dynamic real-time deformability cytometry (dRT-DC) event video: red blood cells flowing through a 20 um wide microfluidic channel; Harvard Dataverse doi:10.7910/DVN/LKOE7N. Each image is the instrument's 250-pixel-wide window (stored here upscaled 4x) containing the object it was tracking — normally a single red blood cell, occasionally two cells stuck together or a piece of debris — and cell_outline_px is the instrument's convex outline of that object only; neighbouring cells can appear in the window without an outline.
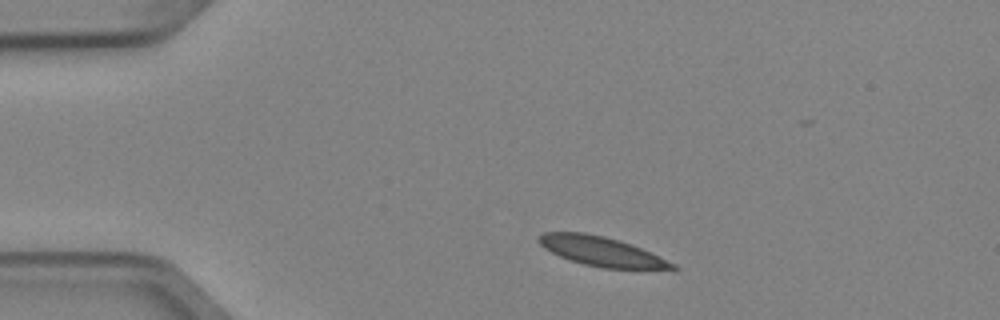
{"species": "Egyptian fruit bat (a non-hibernating species)", "species_latin": "Rousettus aegyptiacus", "temperature_condition": "cold", "stored_images_in_passage": 3, "camera_frame_rate_fps": 3000, "um_per_image_px": 0.085, "animal": {"sex": "female"}, "frame": {"image": 1, "passage_image": 1, "time_ms": 0.0, "image_size_px": [1000, 320], "cell_outline_px": [[680, 268], [676, 272], [672, 272], [604, 268], [584, 264], [560, 256], [544, 248], [536, 240], [544, 232], [584, 232], [604, 236], [620, 240], [632, 244], [676, 264]], "centroid_in_image_um": [51.3, 21.42], "position_along_channel_um": 33.7, "area_um2": 23.64}}
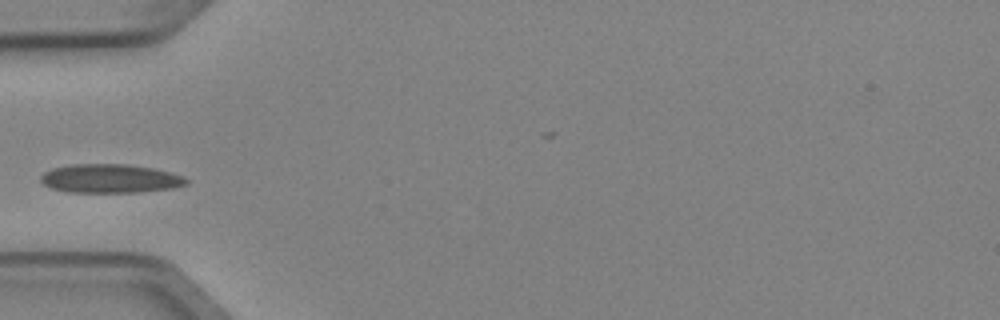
{"frame": {"image": 2, "passage_image": 3, "time_ms": 0.667, "image_size_px": [1000, 320], "cell_outline_px": [[188, 184], [172, 188], [140, 192], [68, 192], [52, 188], [44, 184], [40, 180], [40, 176], [44, 172], [52, 168], [72, 164], [128, 164], [152, 168], [184, 176], [188, 180]], "centroid_in_image_um": [9.36, 15.17], "position_along_channel_um": 75.6, "area_um2": 24.39}}